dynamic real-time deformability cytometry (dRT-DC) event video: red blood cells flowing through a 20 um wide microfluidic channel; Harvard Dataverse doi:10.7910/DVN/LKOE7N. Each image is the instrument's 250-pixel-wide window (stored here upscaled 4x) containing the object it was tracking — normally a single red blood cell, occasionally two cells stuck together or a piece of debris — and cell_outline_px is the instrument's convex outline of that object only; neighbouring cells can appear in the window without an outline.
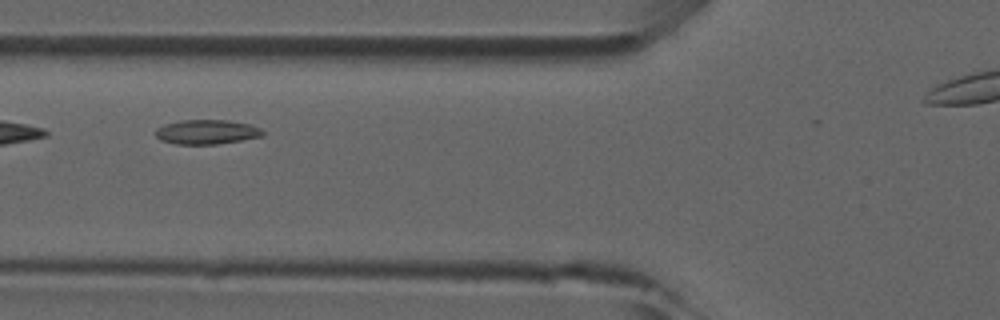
{"species": "common noctule bat (a hibernating species)", "species_latin": "Nyctalus noctula", "temperature_condition": "room temperature", "stored_images_in_passage": 33, "camera_frame_rate_fps": 3000, "um_per_image_px": 0.085, "animal": {"sex": "male", "forearm_length_mm": 52.5}, "frame": {"image": 1, "passage_image": 4, "time_ms": 1.0, "image_size_px": [1000, 320], "cell_outline_px": [[264, 136], [216, 144], [176, 144], [160, 140], [156, 136], [156, 128], [164, 124], [180, 120], [228, 120], [248, 124], [260, 128], [264, 132]], "centroid_in_image_um": [17.55, 11.21], "position_along_channel_um": 108.2, "area_um2": 15.26}}